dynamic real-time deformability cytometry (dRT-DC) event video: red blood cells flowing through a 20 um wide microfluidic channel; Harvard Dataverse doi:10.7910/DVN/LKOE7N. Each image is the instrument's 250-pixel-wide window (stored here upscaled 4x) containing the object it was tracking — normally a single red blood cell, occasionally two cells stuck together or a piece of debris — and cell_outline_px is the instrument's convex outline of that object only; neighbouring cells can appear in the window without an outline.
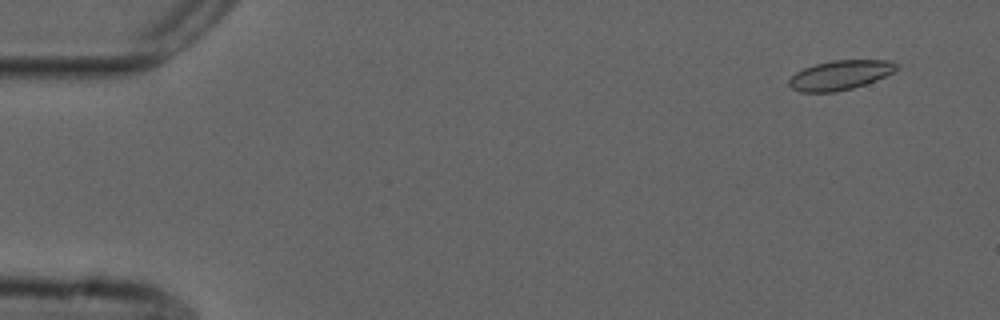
{"species": "common noctule bat (a hibernating species)", "species_latin": "Nyctalus noctula", "temperature_condition": "cold", "stored_images_in_passage": 56, "camera_frame_rate_fps": 3000, "um_per_image_px": 0.085, "animal": {"sex": "male", "forearm_length_mm": 52.5}, "frame": {"image": 1, "passage_image": 4, "time_ms": 1.0, "image_size_px": [1000, 320], "cell_outline_px": [[900, 68], [876, 80], [852, 88], [832, 92], [800, 92], [792, 88], [788, 84], [788, 80], [796, 72], [804, 68], [816, 64], [832, 60], [888, 60], [900, 64]], "centroid_in_image_um": [71.42, 6.37], "position_along_channel_um": 13.6, "area_um2": 18.38}}
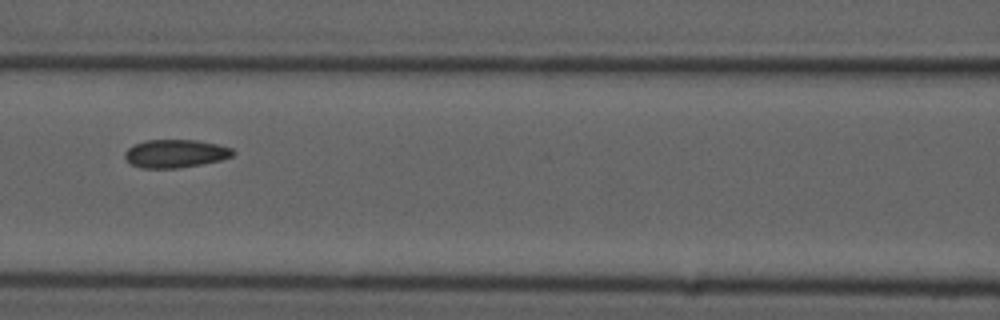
{"frame": {"image": 2, "passage_image": 25, "time_ms": 8.0, "image_size_px": [1000, 320], "cell_outline_px": [[236, 152], [232, 156], [220, 160], [180, 168], [140, 168], [132, 164], [124, 156], [124, 152], [128, 148], [136, 144], [148, 140], [196, 140], [216, 144], [232, 148]], "centroid_in_image_um": [14.92, 13.05], "position_along_channel_um": 151.7, "area_um2": 17.57}}
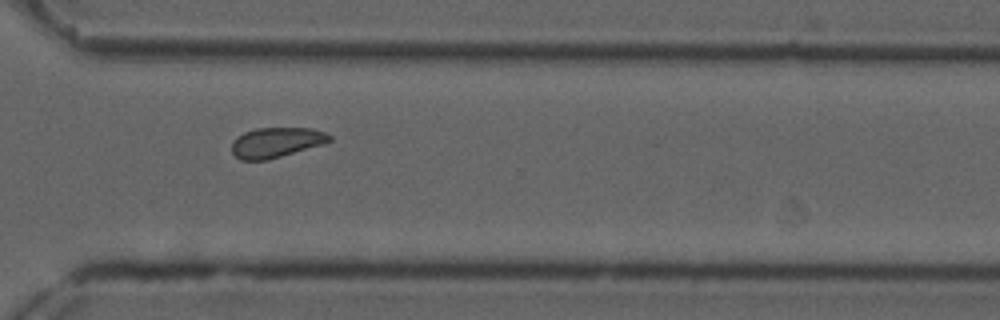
{"frame": {"image": 3, "passage_image": 41, "time_ms": 13.333, "image_size_px": [1000, 320], "cell_outline_px": [[332, 140], [320, 144], [268, 160], [240, 160], [232, 152], [232, 140], [236, 136], [244, 132], [256, 128], [312, 128], [324, 132], [332, 136]], "centroid_in_image_um": [23.43, 12.1], "position_along_channel_um": 347.2, "area_um2": 16.99}, "authors_computed_cell_mechanics": {"area_um2": 18.1492, "velocity_mm_per_s": 3.6733, "shape_relaxation_time_tau1_ms": null, "shape_relaxation_time_tau2_ms": 3.8524, "deformation_change_tau1": null, "deformation_change_tau2": 0.0757}}